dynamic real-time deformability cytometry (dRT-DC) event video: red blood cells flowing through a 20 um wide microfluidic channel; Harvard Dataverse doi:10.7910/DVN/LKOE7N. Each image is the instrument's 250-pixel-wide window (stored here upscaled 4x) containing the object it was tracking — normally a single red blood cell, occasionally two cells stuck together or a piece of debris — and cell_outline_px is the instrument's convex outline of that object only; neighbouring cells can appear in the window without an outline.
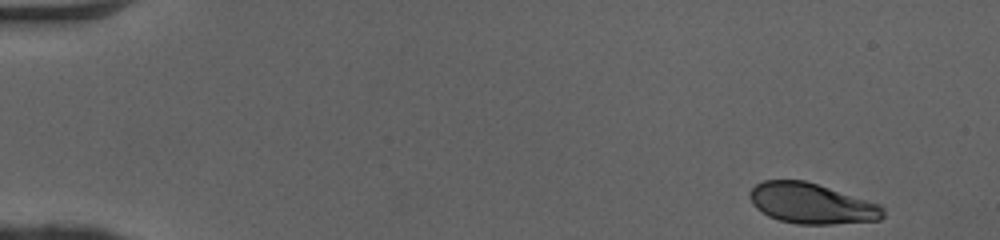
{"species": "human", "species_latin": "Homo sapiens", "temperature_condition": "cold", "stored_images_in_passage": 47, "camera_frame_rate_fps": 3000, "um_per_image_px": 0.085, "donor": {"sex": "female"}, "frame": {"image": 1, "passage_image": 1, "time_ms": 0.0, "image_size_px": [1000, 240], "cell_outline_px": [[884, 216], [880, 220], [832, 224], [796, 224], [780, 220], [768, 216], [756, 208], [752, 204], [748, 196], [748, 192], [756, 184], [764, 180], [804, 180], [880, 204], [884, 208]], "centroid_in_image_um": [68.96, 17.3], "position_along_channel_um": 16.0, "area_um2": 31.44}}
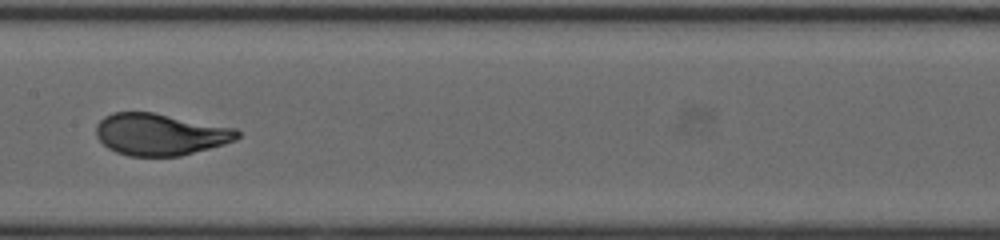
{"frame": {"image": 2, "passage_image": 24, "time_ms": 7.667, "image_size_px": [1000, 240], "cell_outline_px": [[240, 136], [236, 140], [224, 144], [180, 156], [128, 156], [116, 152], [108, 148], [96, 136], [96, 124], [104, 116], [112, 112], [152, 112], [236, 128], [240, 132]], "centroid_in_image_um": [13.6, 11.42], "position_along_channel_um": 193.8, "area_um2": 34.45}}
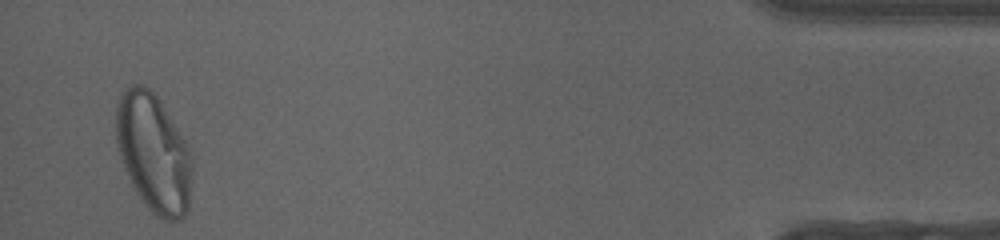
{"frame": {"image": 3, "passage_image": 46, "time_ms": 15.0, "image_size_px": [1000, 240], "cell_outline_px": [[192, 164], [188, 212], [180, 220], [164, 220], [156, 216], [148, 208], [136, 192], [124, 168], [116, 144], [116, 104], [120, 92], [124, 88], [132, 84], [140, 84], [148, 88], [160, 100], [184, 140], [192, 156]], "centroid_in_image_um": [13.03, 12.99], "position_along_channel_um": 422.2, "area_um2": 52.42}, "authors_computed_cell_mechanics": {"area_um2": 34.5066, "velocity_mm_per_s": 4.0896, "shape_relaxation_time_tau1_ms": 3.8802, "shape_relaxation_time_tau2_ms": null, "deformation_change_tau1": 0.1923, "deformation_change_tau2": null}}